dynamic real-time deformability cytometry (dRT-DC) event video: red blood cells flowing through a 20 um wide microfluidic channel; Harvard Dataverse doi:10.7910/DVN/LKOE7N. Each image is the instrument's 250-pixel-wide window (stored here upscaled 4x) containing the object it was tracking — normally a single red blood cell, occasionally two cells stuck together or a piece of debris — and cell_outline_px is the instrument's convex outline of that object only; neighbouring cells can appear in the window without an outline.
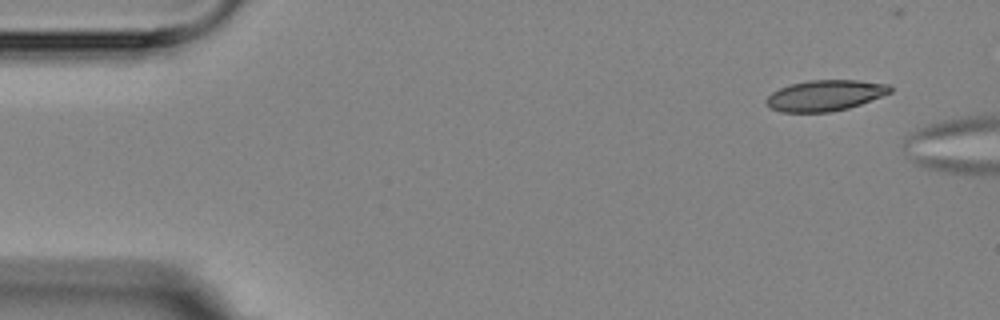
{"species": "Egyptian fruit bat (a non-hibernating species)", "species_latin": "Rousettus aegyptiacus", "temperature_condition": "room temperature", "stored_images_in_passage": 2, "camera_frame_rate_fps": 3000, "um_per_image_px": 0.085, "animal": {"sex": "female"}, "frame": {"image": 1, "passage_image": 1, "time_ms": 0.0, "image_size_px": [1000, 320], "cell_outline_px": [[892, 92], [860, 104], [848, 108], [828, 112], [780, 112], [772, 108], [764, 100], [772, 92], [780, 88], [792, 84], [808, 80], [860, 80], [892, 84]], "centroid_in_image_um": [70.17, 8.1], "position_along_channel_um": 14.8, "area_um2": 22.25}}